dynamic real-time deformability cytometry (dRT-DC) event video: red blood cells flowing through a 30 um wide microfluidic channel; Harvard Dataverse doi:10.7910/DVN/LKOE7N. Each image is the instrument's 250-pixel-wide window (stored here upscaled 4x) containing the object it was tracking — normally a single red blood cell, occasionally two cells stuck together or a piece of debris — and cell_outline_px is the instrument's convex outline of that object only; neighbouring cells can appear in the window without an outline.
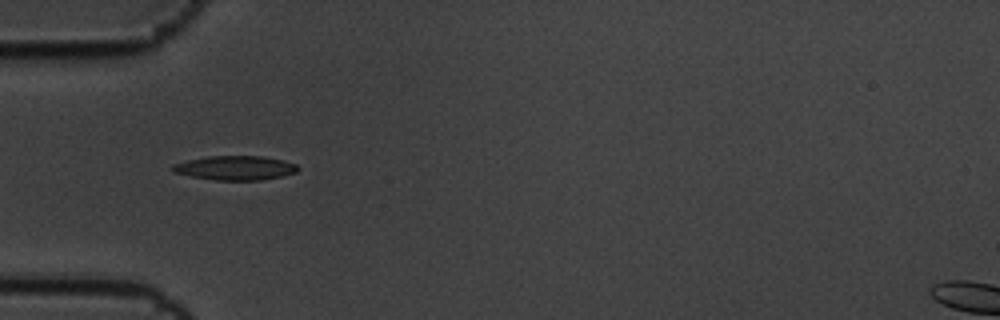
{"species": "common noctule bat (a hibernating species)", "species_latin": "Nyctalus noctula", "temperature_condition": "cold", "stored_images_in_passage": 6, "camera_frame_rate_fps": 3000, "um_per_image_px": 0.085, "animal": {"sex": "male", "body_mass_g": 19.5, "forearm_length_mm": 54.6}, "frame": {"image": 1, "passage_image": 5, "time_ms": 1.333, "image_size_px": [1000, 320], "cell_outline_px": [[300, 168], [296, 172], [264, 180], [216, 180], [192, 176], [172, 172], [172, 164], [188, 160], [208, 156], [264, 156], [284, 160], [296, 164]], "centroid_in_image_um": [20.01, 14.27], "position_along_channel_um": 65.0, "area_um2": 17.69}}
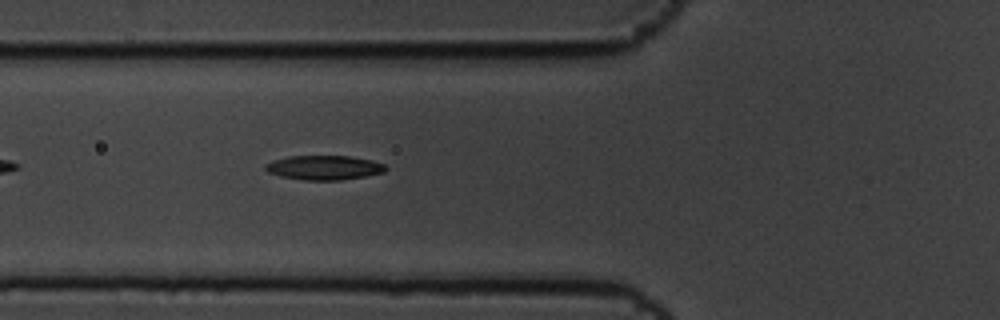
{"frame": {"image": 2, "passage_image": 6, "time_ms": 1.667, "image_size_px": [1000, 320], "cell_outline_px": [[388, 168], [384, 172], [364, 176], [340, 180], [300, 180], [280, 176], [268, 172], [264, 168], [264, 164], [272, 160], [288, 156], [352, 156], [372, 160], [384, 164]], "centroid_in_image_um": [27.52, 14.24], "position_along_channel_um": 98.3, "area_um2": 17.22}}